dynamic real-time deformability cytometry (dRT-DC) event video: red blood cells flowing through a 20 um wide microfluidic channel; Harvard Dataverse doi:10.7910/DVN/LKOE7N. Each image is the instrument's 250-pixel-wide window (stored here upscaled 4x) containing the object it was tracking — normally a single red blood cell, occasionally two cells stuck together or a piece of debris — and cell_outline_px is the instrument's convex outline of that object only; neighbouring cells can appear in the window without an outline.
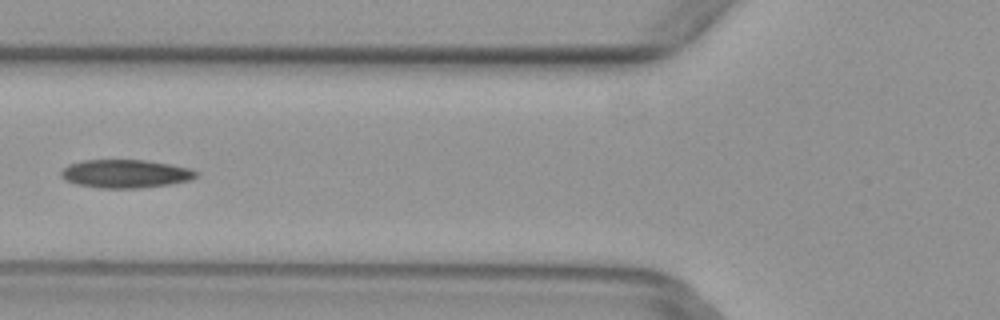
{"species": "common noctule bat (a hibernating species)", "species_latin": "Nyctalus noctula", "temperature_condition": "warm", "stored_images_in_passage": 6, "camera_frame_rate_fps": 3000, "um_per_image_px": 0.085, "animal": {"sex": "female", "body_mass_g": 29.2, "forearm_length_mm": 56.3}, "frame": {"image": 1, "passage_image": 5, "time_ms": 1.333, "image_size_px": [1000, 320], "cell_outline_px": [[200, 176], [192, 180], [168, 184], [140, 188], [100, 188], [76, 184], [64, 180], [60, 176], [60, 172], [68, 164], [84, 160], [144, 160], [168, 164], [188, 168], [200, 172]], "centroid_in_image_um": [10.67, 14.77], "position_along_channel_um": 115.1, "area_um2": 22.37}}